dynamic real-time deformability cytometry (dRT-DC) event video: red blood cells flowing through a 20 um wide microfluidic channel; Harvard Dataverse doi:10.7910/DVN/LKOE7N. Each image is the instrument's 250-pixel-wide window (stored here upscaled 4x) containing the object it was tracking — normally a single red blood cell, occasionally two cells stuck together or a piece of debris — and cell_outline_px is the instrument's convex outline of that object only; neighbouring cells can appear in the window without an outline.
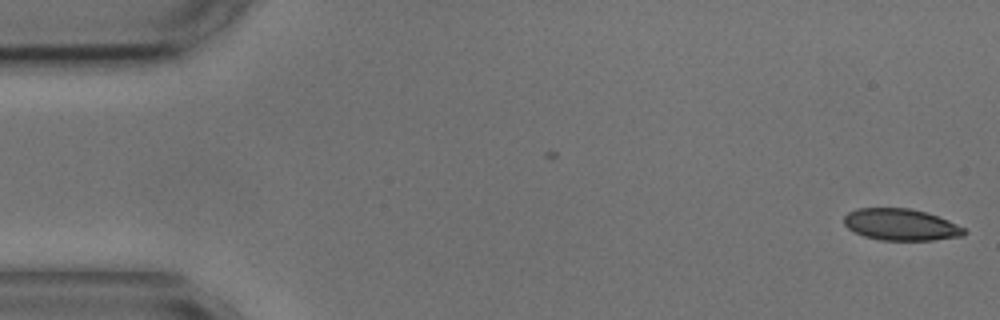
{"species": "common noctule bat (a hibernating species)", "species_latin": "Nyctalus noctula", "temperature_condition": "cold", "stored_images_in_passage": 55, "camera_frame_rate_fps": 3000, "um_per_image_px": 0.085, "animal": {"sex": "male", "body_mass_g": 17.9, "forearm_length_mm": 54.2}, "frame": {"image": 1, "passage_image": 1, "time_ms": 0.0, "image_size_px": [1000, 320], "cell_outline_px": [[968, 232], [964, 236], [932, 240], [880, 240], [864, 236], [848, 228], [844, 224], [844, 216], [848, 212], [856, 208], [908, 208], [924, 212], [948, 220], [964, 228]], "centroid_in_image_um": [76.57, 19.1], "position_along_channel_um": 8.4, "area_um2": 22.08}}
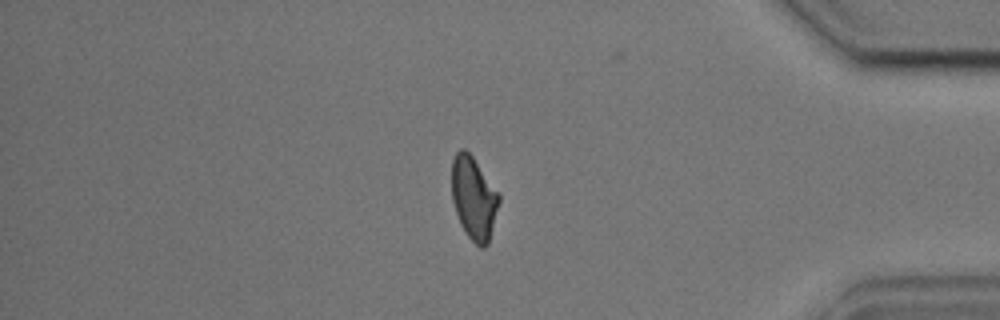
{"frame": {"image": 2, "passage_image": 46, "time_ms": 15.0, "image_size_px": [1000, 320], "cell_outline_px": [[500, 200], [488, 244], [484, 248], [480, 248], [464, 232], [460, 224], [452, 200], [452, 160], [456, 152], [460, 148], [464, 148], [472, 156], [500, 192]], "centroid_in_image_um": [40.28, 16.83], "position_along_channel_um": 394.9, "area_um2": 23.0}}
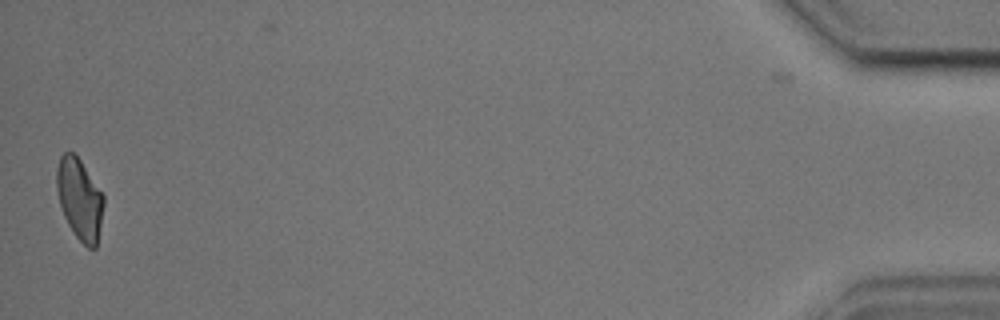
{"frame": {"image": 3, "passage_image": 54, "time_ms": 17.667, "image_size_px": [1000, 320], "cell_outline_px": [[104, 204], [96, 248], [88, 248], [76, 236], [68, 224], [64, 216], [60, 204], [56, 188], [56, 168], [60, 156], [64, 152], [72, 152], [80, 160], [104, 196]], "centroid_in_image_um": [6.75, 16.91], "position_along_channel_um": 428.4, "area_um2": 21.96}, "authors_computed_cell_mechanics": {"area_um2": 23.6402, "velocity_mm_per_s": 3.5979, "shape_relaxation_time_tau1_ms": 9.6944, "shape_relaxation_time_tau2_ms": 1.7001, "deformation_change_tau1": 0.1806, "deformation_change_tau2": 0.0661}}